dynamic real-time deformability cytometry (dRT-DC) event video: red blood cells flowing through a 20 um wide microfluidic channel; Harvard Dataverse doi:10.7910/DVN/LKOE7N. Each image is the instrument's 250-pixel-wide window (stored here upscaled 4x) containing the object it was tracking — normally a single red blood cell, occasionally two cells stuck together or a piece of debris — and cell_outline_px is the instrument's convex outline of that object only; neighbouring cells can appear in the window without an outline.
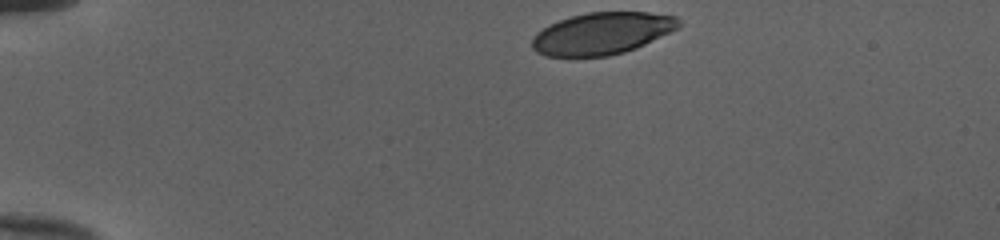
{"species": "human", "species_latin": "Homo sapiens", "temperature_condition": "cold", "stored_images_in_passage": 35, "camera_frame_rate_fps": 3000, "um_per_image_px": 0.085, "donor": {"sex": "female"}, "frame": {"image": 1, "passage_image": 1, "time_ms": 0.0, "image_size_px": [1000, 240], "cell_outline_px": [[680, 24], [676, 28], [636, 48], [624, 52], [608, 56], [544, 56], [536, 52], [532, 48], [532, 40], [536, 32], [548, 24], [572, 16], [588, 12], [648, 12], [676, 16], [680, 20]], "centroid_in_image_um": [51.12, 2.84], "position_along_channel_um": 33.9, "area_um2": 35.66}}
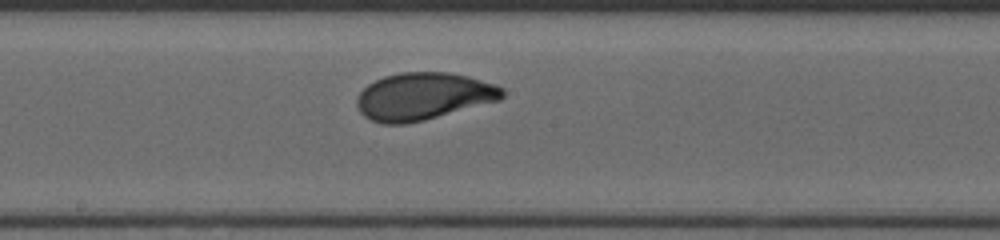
{"frame": {"image": 2, "passage_image": 20, "time_ms": 6.333, "image_size_px": [1000, 240], "cell_outline_px": [[504, 96], [500, 100], [424, 120], [408, 124], [380, 124], [364, 116], [360, 112], [356, 104], [356, 100], [360, 92], [368, 84], [384, 76], [400, 72], [448, 72], [468, 76], [496, 84], [504, 88]], "centroid_in_image_um": [35.98, 8.19], "position_along_channel_um": 212.2, "area_um2": 40.23}}
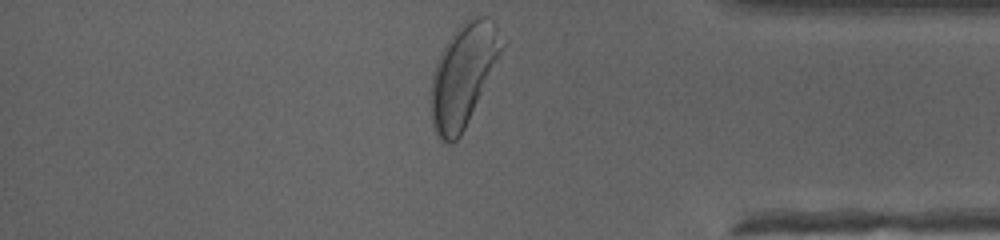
{"frame": {"image": 3, "passage_image": 35, "time_ms": 11.333, "image_size_px": [1000, 240], "cell_outline_px": [[508, 44], [460, 136], [452, 144], [444, 144], [436, 136], [432, 128], [428, 100], [432, 72], [440, 52], [456, 28], [464, 20], [476, 16], [488, 16], [496, 24]], "centroid_in_image_um": [39.38, 6.38], "position_along_channel_um": 395.8, "area_um2": 43.7}, "authors_computed_cell_mechanics": {"area_um2": 39.1306, "velocity_mm_per_s": 3.9799, "shape_relaxation_time_tau1_ms": 2.0401, "shape_relaxation_time_tau2_ms": null, "deformation_change_tau1": 0.1511, "deformation_change_tau2": null}}